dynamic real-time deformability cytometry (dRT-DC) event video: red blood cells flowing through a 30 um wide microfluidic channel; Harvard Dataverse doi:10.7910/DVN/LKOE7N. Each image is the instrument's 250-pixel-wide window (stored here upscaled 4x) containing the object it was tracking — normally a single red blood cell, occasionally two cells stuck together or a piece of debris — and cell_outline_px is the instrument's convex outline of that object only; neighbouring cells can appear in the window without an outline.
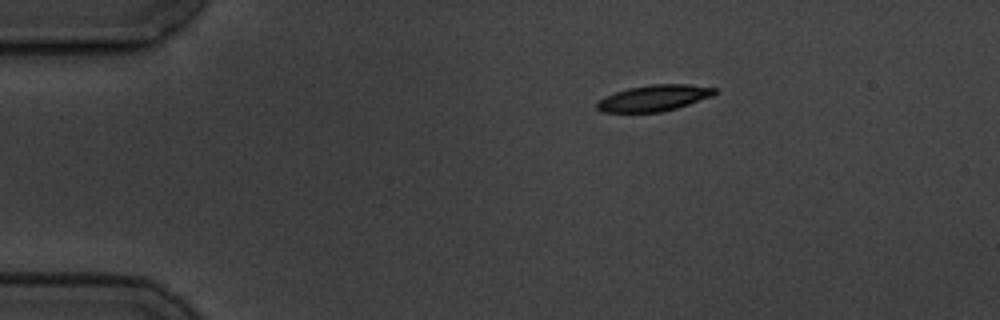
{"species": "common noctule bat (a hibernating species)", "species_latin": "Nyctalus noctula", "temperature_condition": "cold", "stored_images_in_passage": 3, "camera_frame_rate_fps": 3000, "um_per_image_px": 0.085, "animal": {"sex": "male", "body_mass_g": 19.5, "forearm_length_mm": 54.6}, "frame": {"image": 1, "passage_image": 1, "time_ms": 0.0, "image_size_px": [1000, 320], "cell_outline_px": [[716, 92], [712, 96], [676, 108], [660, 112], [600, 112], [596, 108], [596, 104], [604, 96], [628, 88], [652, 84], [688, 84], [716, 88]], "centroid_in_image_um": [55.56, 8.33], "position_along_channel_um": 29.4, "area_um2": 17.8}}